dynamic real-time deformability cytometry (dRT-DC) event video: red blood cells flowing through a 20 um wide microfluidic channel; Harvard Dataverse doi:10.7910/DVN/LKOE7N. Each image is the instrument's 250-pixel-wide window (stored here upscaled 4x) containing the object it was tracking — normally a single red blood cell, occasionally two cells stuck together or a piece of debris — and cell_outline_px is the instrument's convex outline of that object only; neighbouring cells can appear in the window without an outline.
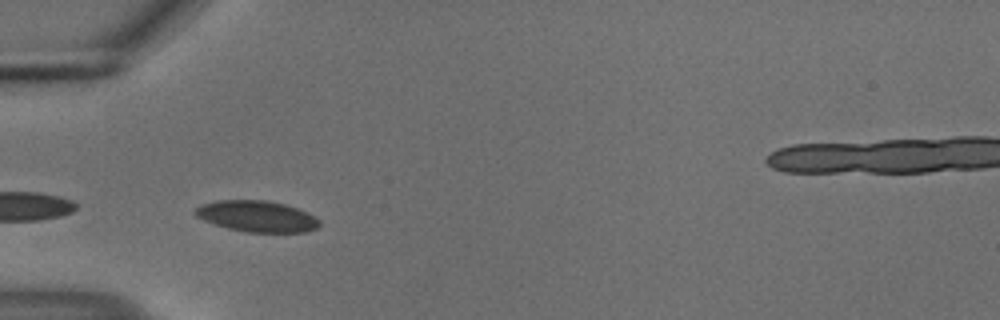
{"species": "common noctule bat (a hibernating species)", "species_latin": "Nyctalus noctula", "temperature_condition": "cold", "stored_images_in_passage": 21, "camera_frame_rate_fps": 3000, "um_per_image_px": 0.085, "animal": {"sex": "male", "body_mass_g": 18.8}, "frame": {"image": 1, "passage_image": 12, "time_ms": 3.667, "image_size_px": [1000, 320], "cell_outline_px": [[320, 224], [316, 228], [308, 232], [244, 232], [228, 228], [204, 220], [196, 216], [192, 212], [200, 204], [216, 200], [264, 200], [284, 204], [296, 208], [320, 220]], "centroid_in_image_um": [21.79, 18.38], "position_along_channel_um": 63.2, "area_um2": 22.43}}